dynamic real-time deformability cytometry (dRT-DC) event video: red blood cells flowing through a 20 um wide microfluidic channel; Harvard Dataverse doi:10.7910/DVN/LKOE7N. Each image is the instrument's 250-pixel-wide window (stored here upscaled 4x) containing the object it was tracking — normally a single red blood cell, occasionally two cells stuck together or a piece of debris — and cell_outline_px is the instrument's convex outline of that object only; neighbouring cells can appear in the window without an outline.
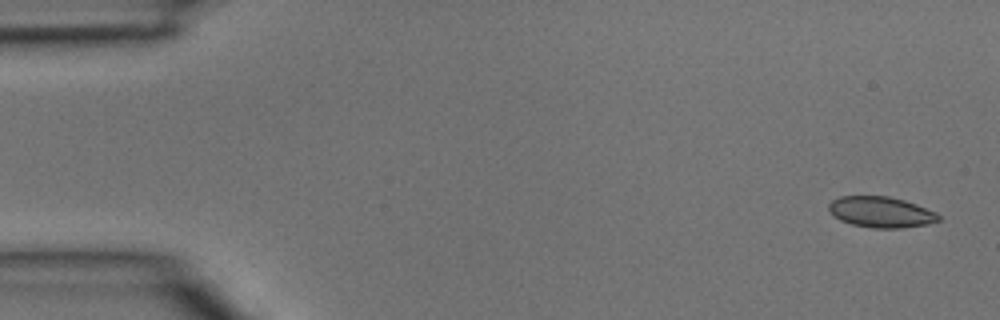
{"species": "common noctule bat (a hibernating species)", "species_latin": "Nyctalus noctula", "temperature_condition": "room temperature", "stored_images_in_passage": 5, "camera_frame_rate_fps": 3000, "um_per_image_px": 0.085, "animal": {"sex": "male", "body_mass_g": 15.6}, "frame": {"image": 1, "passage_image": 1, "time_ms": 0.0, "image_size_px": [1000, 320], "cell_outline_px": [[940, 220], [928, 224], [900, 228], [872, 228], [852, 224], [840, 220], [832, 216], [828, 212], [828, 204], [832, 200], [840, 196], [888, 196], [904, 200], [916, 204], [936, 212], [940, 216]], "centroid_in_image_um": [74.85, 18.02], "position_along_channel_um": 10.2, "area_um2": 19.88}}
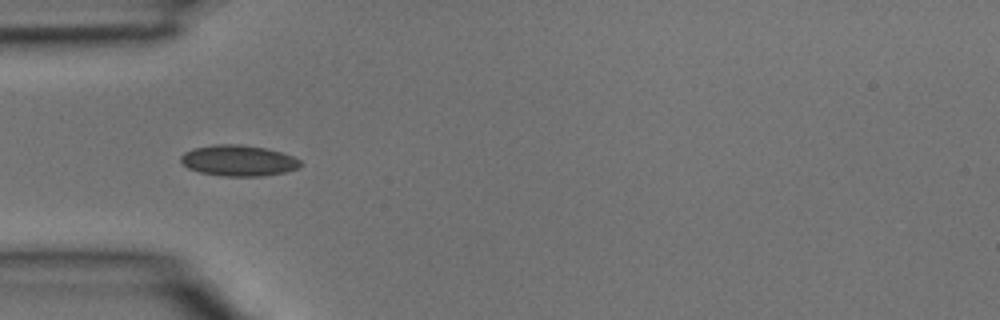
{"frame": {"image": 2, "passage_image": 4, "time_ms": 1.0, "image_size_px": [1000, 320], "cell_outline_px": [[304, 164], [300, 168], [284, 172], [264, 176], [224, 176], [200, 172], [188, 168], [180, 160], [180, 156], [184, 152], [196, 148], [216, 144], [240, 144], [264, 148], [280, 152], [292, 156], [300, 160]], "centroid_in_image_um": [20.3, 13.65], "position_along_channel_um": 64.7, "area_um2": 21.5}}